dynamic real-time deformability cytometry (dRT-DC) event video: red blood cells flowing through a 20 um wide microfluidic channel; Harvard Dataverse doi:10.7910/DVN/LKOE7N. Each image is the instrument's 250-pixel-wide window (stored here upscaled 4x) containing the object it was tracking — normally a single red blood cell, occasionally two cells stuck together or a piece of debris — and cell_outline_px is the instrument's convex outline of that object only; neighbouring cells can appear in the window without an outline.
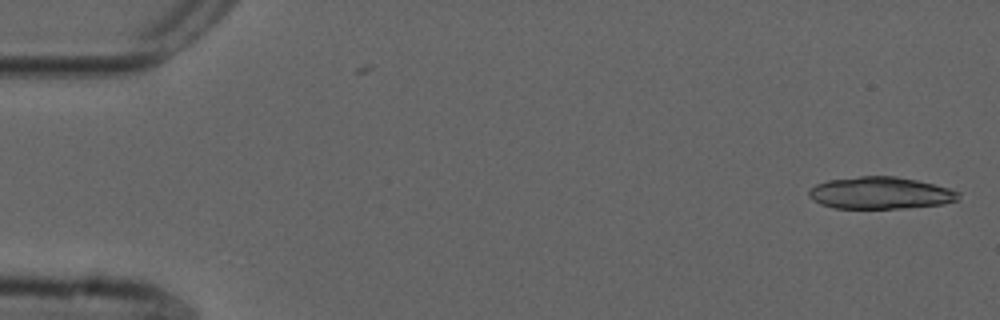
{"species": "common noctule bat (a hibernating species)", "species_latin": "Nyctalus noctula", "temperature_condition": "cold", "stored_images_in_passage": 17, "camera_frame_rate_fps": 3000, "um_per_image_px": 0.085, "animal": {"sex": "male", "forearm_length_mm": 52.5}, "frame": {"image": 1, "passage_image": 1, "time_ms": 0.0, "image_size_px": [1000, 320], "cell_outline_px": [[960, 200], [944, 204], [904, 208], [836, 208], [820, 204], [812, 200], [808, 196], [808, 188], [816, 184], [828, 180], [860, 176], [896, 176], [916, 180], [948, 188], [960, 192]], "centroid_in_image_um": [74.82, 16.4], "position_along_channel_um": 10.2, "area_um2": 28.09}}